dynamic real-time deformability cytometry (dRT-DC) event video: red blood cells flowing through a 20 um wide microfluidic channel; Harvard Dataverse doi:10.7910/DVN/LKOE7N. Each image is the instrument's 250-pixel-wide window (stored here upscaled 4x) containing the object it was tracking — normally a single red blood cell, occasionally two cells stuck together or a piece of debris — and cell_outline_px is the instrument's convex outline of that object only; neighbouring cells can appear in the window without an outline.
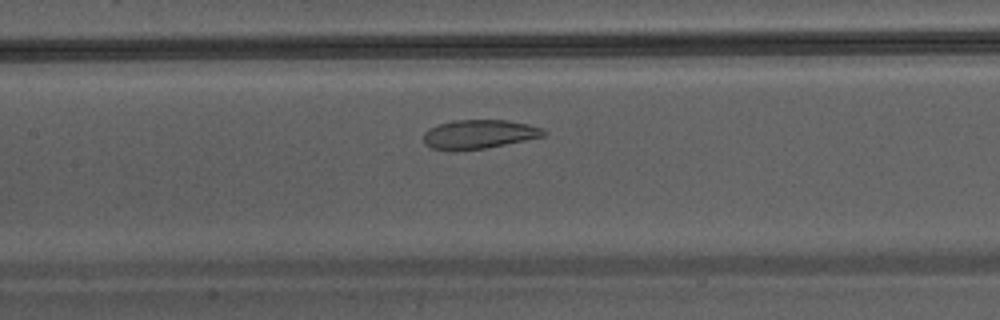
{"species": "Egyptian fruit bat (a non-hibernating species)", "species_latin": "Rousettus aegyptiacus", "temperature_condition": "warm", "stored_images_in_passage": 28, "camera_frame_rate_fps": 3000, "um_per_image_px": 0.085, "animal": {"sex": "male"}, "frame": {"image": 1, "passage_image": 13, "time_ms": 4.0, "image_size_px": [1000, 320], "cell_outline_px": [[548, 132], [544, 136], [484, 148], [452, 152], [448, 152], [432, 148], [424, 144], [424, 132], [428, 128], [452, 120], [508, 120], [528, 124], [540, 128]], "centroid_in_image_um": [40.65, 11.42], "position_along_channel_um": 166.7, "area_um2": 20.4}}